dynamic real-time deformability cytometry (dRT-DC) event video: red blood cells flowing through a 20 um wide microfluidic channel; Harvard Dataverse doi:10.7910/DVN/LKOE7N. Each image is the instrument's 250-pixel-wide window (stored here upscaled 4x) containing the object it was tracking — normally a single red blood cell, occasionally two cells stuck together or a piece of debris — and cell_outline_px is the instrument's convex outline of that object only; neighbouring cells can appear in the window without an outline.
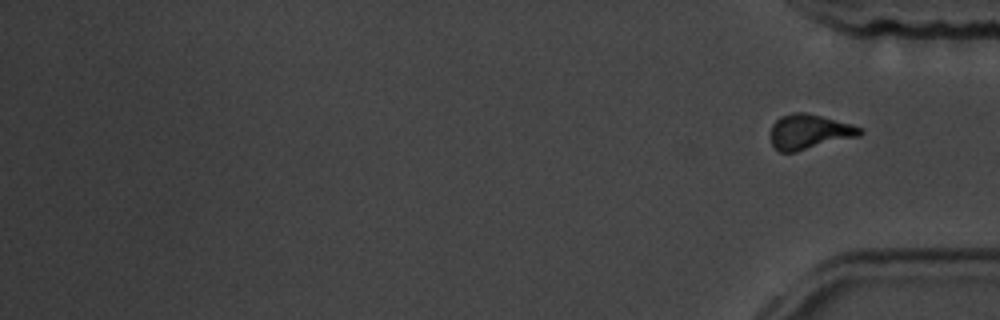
{"species": "common noctule bat (a hibernating species)", "species_latin": "Nyctalus noctula", "temperature_condition": "room temperature", "stored_images_in_passage": 16, "segment_of_instrument_passage": [2, 2], "camera_frame_rate_fps": 3000, "um_per_image_px": 0.085, "animal": {"sex": "male", "body_mass_g": 19.5, "forearm_length_mm": 54.6}, "frame": {"image": 1, "passage_image": 16, "time_ms": 5.0, "image_size_px": [1000, 320], "cell_outline_px": [[864, 132], [860, 136], [796, 152], [780, 152], [772, 144], [772, 124], [780, 116], [792, 112], [804, 112], [852, 124], [864, 128]], "centroid_in_image_um": [68.83, 11.2], "position_along_channel_um": 366.4, "area_um2": 18.21}}